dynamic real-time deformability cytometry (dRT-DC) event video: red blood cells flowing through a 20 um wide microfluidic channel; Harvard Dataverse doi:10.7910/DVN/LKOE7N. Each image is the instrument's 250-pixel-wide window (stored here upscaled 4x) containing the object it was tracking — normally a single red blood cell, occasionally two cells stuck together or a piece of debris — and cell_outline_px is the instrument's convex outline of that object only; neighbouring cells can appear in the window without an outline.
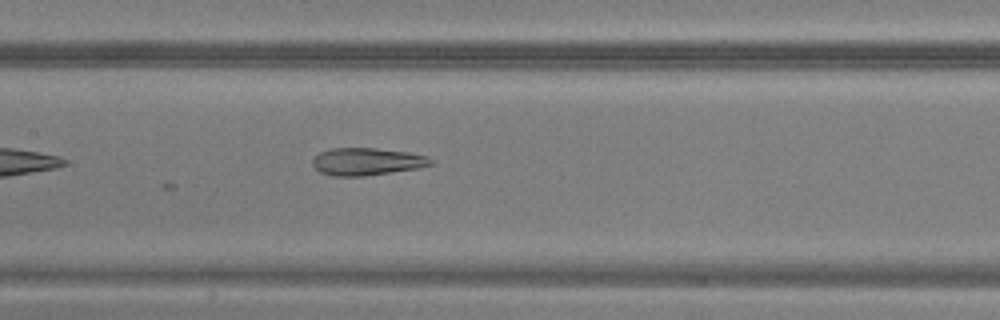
{"species": "common noctule bat (a hibernating species)", "species_latin": "Nyctalus noctula", "temperature_condition": "warm", "stored_images_in_passage": 9, "camera_frame_rate_fps": 3000, "um_per_image_px": 0.085, "animal": {"sex": "male", "body_mass_g": 20.5, "forearm_length_mm": 52.5}, "frame": {"image": 1, "passage_image": 9, "time_ms": 2.667, "image_size_px": [1000, 320], "cell_outline_px": [[432, 164], [420, 168], [364, 176], [332, 176], [320, 172], [312, 164], [312, 160], [320, 152], [332, 148], [376, 148], [408, 152], [428, 156], [432, 160]], "centroid_in_image_um": [31.19, 13.73], "position_along_channel_um": 176.2, "area_um2": 18.9}}